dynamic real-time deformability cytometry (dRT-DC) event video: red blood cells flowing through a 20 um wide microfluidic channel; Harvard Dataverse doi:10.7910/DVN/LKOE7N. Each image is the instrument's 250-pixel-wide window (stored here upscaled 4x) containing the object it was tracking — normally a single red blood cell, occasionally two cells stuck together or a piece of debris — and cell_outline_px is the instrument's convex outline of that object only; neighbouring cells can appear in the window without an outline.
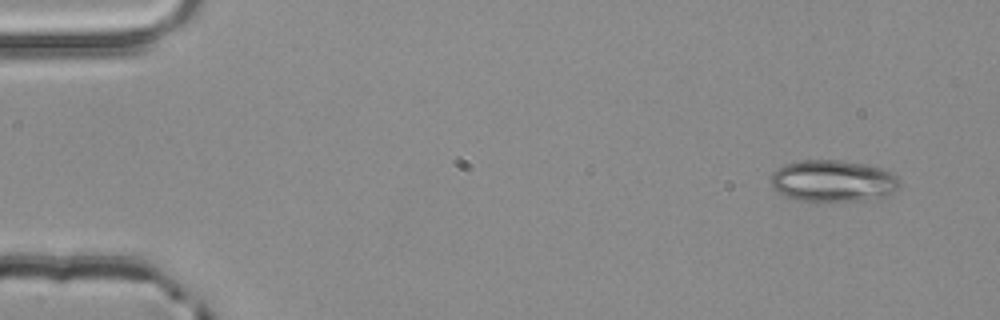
{"species": "common noctule bat (a hibernating species)", "species_latin": "Nyctalus noctula", "temperature_condition": "room temperature", "stored_images_in_passage": 4, "camera_frame_rate_fps": 3000, "um_per_image_px": 0.085, "animal": {"sex": "male", "body_mass_g": 20.4}, "frame": {"image": 1, "passage_image": 1, "time_ms": 0.0, "image_size_px": [1000, 320], "cell_outline_px": [[900, 188], [880, 200], [796, 200], [784, 196], [772, 188], [772, 172], [784, 164], [800, 160], [844, 160], [884, 168], [892, 172], [900, 180]], "centroid_in_image_um": [70.86, 15.37], "position_along_channel_um": 14.1, "area_um2": 31.67}}